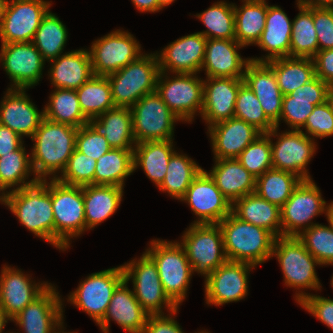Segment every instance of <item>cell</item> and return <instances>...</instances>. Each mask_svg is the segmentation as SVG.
Returning <instances> with one entry per match:
<instances>
[{
  "mask_svg": "<svg viewBox=\"0 0 333 333\" xmlns=\"http://www.w3.org/2000/svg\"><path fill=\"white\" fill-rule=\"evenodd\" d=\"M319 51L333 49V8H313Z\"/></svg>",
  "mask_w": 333,
  "mask_h": 333,
  "instance_id": "9f6ffc18",
  "label": "cell"
},
{
  "mask_svg": "<svg viewBox=\"0 0 333 333\" xmlns=\"http://www.w3.org/2000/svg\"><path fill=\"white\" fill-rule=\"evenodd\" d=\"M329 90L330 86L326 82L315 77L289 95L283 96L280 119L275 127L278 128L280 120H284L293 130L300 131L314 107L327 101Z\"/></svg>",
  "mask_w": 333,
  "mask_h": 333,
  "instance_id": "7402d4cb",
  "label": "cell"
},
{
  "mask_svg": "<svg viewBox=\"0 0 333 333\" xmlns=\"http://www.w3.org/2000/svg\"><path fill=\"white\" fill-rule=\"evenodd\" d=\"M52 179L54 246L69 248L70 238L86 230L83 186L64 184Z\"/></svg>",
  "mask_w": 333,
  "mask_h": 333,
  "instance_id": "8992f818",
  "label": "cell"
},
{
  "mask_svg": "<svg viewBox=\"0 0 333 333\" xmlns=\"http://www.w3.org/2000/svg\"><path fill=\"white\" fill-rule=\"evenodd\" d=\"M255 266L227 260L205 278L206 303L223 305L243 299L248 292V273Z\"/></svg>",
  "mask_w": 333,
  "mask_h": 333,
  "instance_id": "d6986e66",
  "label": "cell"
},
{
  "mask_svg": "<svg viewBox=\"0 0 333 333\" xmlns=\"http://www.w3.org/2000/svg\"><path fill=\"white\" fill-rule=\"evenodd\" d=\"M304 127L307 136L323 138L333 135V112L328 101L314 107Z\"/></svg>",
  "mask_w": 333,
  "mask_h": 333,
  "instance_id": "db71d44e",
  "label": "cell"
},
{
  "mask_svg": "<svg viewBox=\"0 0 333 333\" xmlns=\"http://www.w3.org/2000/svg\"><path fill=\"white\" fill-rule=\"evenodd\" d=\"M201 170L191 158L174 152L169 159L165 178L158 188L181 200Z\"/></svg>",
  "mask_w": 333,
  "mask_h": 333,
  "instance_id": "7bdbcfd3",
  "label": "cell"
},
{
  "mask_svg": "<svg viewBox=\"0 0 333 333\" xmlns=\"http://www.w3.org/2000/svg\"><path fill=\"white\" fill-rule=\"evenodd\" d=\"M51 62L49 75L56 89L77 90L94 75L90 53L84 49L67 52Z\"/></svg>",
  "mask_w": 333,
  "mask_h": 333,
  "instance_id": "1f68e13d",
  "label": "cell"
},
{
  "mask_svg": "<svg viewBox=\"0 0 333 333\" xmlns=\"http://www.w3.org/2000/svg\"><path fill=\"white\" fill-rule=\"evenodd\" d=\"M218 224L227 260L256 267L272 257L276 237L268 230L244 222L232 212Z\"/></svg>",
  "mask_w": 333,
  "mask_h": 333,
  "instance_id": "3957f363",
  "label": "cell"
},
{
  "mask_svg": "<svg viewBox=\"0 0 333 333\" xmlns=\"http://www.w3.org/2000/svg\"><path fill=\"white\" fill-rule=\"evenodd\" d=\"M146 254L154 261L163 290L179 307L186 298L193 270L184 248L178 242L152 240Z\"/></svg>",
  "mask_w": 333,
  "mask_h": 333,
  "instance_id": "5b68a950",
  "label": "cell"
},
{
  "mask_svg": "<svg viewBox=\"0 0 333 333\" xmlns=\"http://www.w3.org/2000/svg\"><path fill=\"white\" fill-rule=\"evenodd\" d=\"M124 279L113 292L104 319L98 324L103 333H109L110 319L128 333H143L149 314L141 307Z\"/></svg>",
  "mask_w": 333,
  "mask_h": 333,
  "instance_id": "484cf974",
  "label": "cell"
},
{
  "mask_svg": "<svg viewBox=\"0 0 333 333\" xmlns=\"http://www.w3.org/2000/svg\"><path fill=\"white\" fill-rule=\"evenodd\" d=\"M301 181L293 173L271 168L256 178L255 193L281 208Z\"/></svg>",
  "mask_w": 333,
  "mask_h": 333,
  "instance_id": "b9f144b4",
  "label": "cell"
},
{
  "mask_svg": "<svg viewBox=\"0 0 333 333\" xmlns=\"http://www.w3.org/2000/svg\"><path fill=\"white\" fill-rule=\"evenodd\" d=\"M327 218H328V220H330V222L333 225V202H331V207H330L329 212L327 214Z\"/></svg>",
  "mask_w": 333,
  "mask_h": 333,
  "instance_id": "a7ac6f4b",
  "label": "cell"
},
{
  "mask_svg": "<svg viewBox=\"0 0 333 333\" xmlns=\"http://www.w3.org/2000/svg\"><path fill=\"white\" fill-rule=\"evenodd\" d=\"M136 9L141 12H157L161 10L158 7L157 0H131Z\"/></svg>",
  "mask_w": 333,
  "mask_h": 333,
  "instance_id": "94428289",
  "label": "cell"
},
{
  "mask_svg": "<svg viewBox=\"0 0 333 333\" xmlns=\"http://www.w3.org/2000/svg\"><path fill=\"white\" fill-rule=\"evenodd\" d=\"M123 280L122 266L93 273L70 294L68 301L86 312L98 325L105 317L113 292Z\"/></svg>",
  "mask_w": 333,
  "mask_h": 333,
  "instance_id": "4fadbf2b",
  "label": "cell"
},
{
  "mask_svg": "<svg viewBox=\"0 0 333 333\" xmlns=\"http://www.w3.org/2000/svg\"><path fill=\"white\" fill-rule=\"evenodd\" d=\"M134 149L112 148L97 159L94 185H114L123 187L126 177L134 171Z\"/></svg>",
  "mask_w": 333,
  "mask_h": 333,
  "instance_id": "f35d334b",
  "label": "cell"
},
{
  "mask_svg": "<svg viewBox=\"0 0 333 333\" xmlns=\"http://www.w3.org/2000/svg\"><path fill=\"white\" fill-rule=\"evenodd\" d=\"M5 0H0V22H1V15H2V9L4 5Z\"/></svg>",
  "mask_w": 333,
  "mask_h": 333,
  "instance_id": "89a4df30",
  "label": "cell"
},
{
  "mask_svg": "<svg viewBox=\"0 0 333 333\" xmlns=\"http://www.w3.org/2000/svg\"><path fill=\"white\" fill-rule=\"evenodd\" d=\"M143 333H184L172 316L149 315Z\"/></svg>",
  "mask_w": 333,
  "mask_h": 333,
  "instance_id": "680465c9",
  "label": "cell"
},
{
  "mask_svg": "<svg viewBox=\"0 0 333 333\" xmlns=\"http://www.w3.org/2000/svg\"><path fill=\"white\" fill-rule=\"evenodd\" d=\"M299 14L292 22L290 57L313 58L319 51L313 22V8L298 5Z\"/></svg>",
  "mask_w": 333,
  "mask_h": 333,
  "instance_id": "ee69618b",
  "label": "cell"
},
{
  "mask_svg": "<svg viewBox=\"0 0 333 333\" xmlns=\"http://www.w3.org/2000/svg\"><path fill=\"white\" fill-rule=\"evenodd\" d=\"M78 128L42 119L31 137L34 141L31 165L38 180H45L58 170L62 173L75 150Z\"/></svg>",
  "mask_w": 333,
  "mask_h": 333,
  "instance_id": "6da1fadb",
  "label": "cell"
},
{
  "mask_svg": "<svg viewBox=\"0 0 333 333\" xmlns=\"http://www.w3.org/2000/svg\"><path fill=\"white\" fill-rule=\"evenodd\" d=\"M276 256L287 286L295 289H320L315 266L320 263L307 251L302 241L295 236L275 238L272 257Z\"/></svg>",
  "mask_w": 333,
  "mask_h": 333,
  "instance_id": "ba28073f",
  "label": "cell"
},
{
  "mask_svg": "<svg viewBox=\"0 0 333 333\" xmlns=\"http://www.w3.org/2000/svg\"><path fill=\"white\" fill-rule=\"evenodd\" d=\"M4 205L18 217L20 223L36 236L54 246V214L52 207V180H38L21 189H12Z\"/></svg>",
  "mask_w": 333,
  "mask_h": 333,
  "instance_id": "7a4b0ae2",
  "label": "cell"
},
{
  "mask_svg": "<svg viewBox=\"0 0 333 333\" xmlns=\"http://www.w3.org/2000/svg\"><path fill=\"white\" fill-rule=\"evenodd\" d=\"M206 42L199 32L175 40L157 54L160 71L196 74L202 70Z\"/></svg>",
  "mask_w": 333,
  "mask_h": 333,
  "instance_id": "603a6c76",
  "label": "cell"
},
{
  "mask_svg": "<svg viewBox=\"0 0 333 333\" xmlns=\"http://www.w3.org/2000/svg\"><path fill=\"white\" fill-rule=\"evenodd\" d=\"M234 117L253 125L262 133H268L275 125L267 118L254 92L244 83L238 91Z\"/></svg>",
  "mask_w": 333,
  "mask_h": 333,
  "instance_id": "681fc988",
  "label": "cell"
},
{
  "mask_svg": "<svg viewBox=\"0 0 333 333\" xmlns=\"http://www.w3.org/2000/svg\"><path fill=\"white\" fill-rule=\"evenodd\" d=\"M292 22L278 6L267 4L265 28L255 45L269 54L265 58H251L253 62H267L272 59L290 57Z\"/></svg>",
  "mask_w": 333,
  "mask_h": 333,
  "instance_id": "f546056e",
  "label": "cell"
},
{
  "mask_svg": "<svg viewBox=\"0 0 333 333\" xmlns=\"http://www.w3.org/2000/svg\"><path fill=\"white\" fill-rule=\"evenodd\" d=\"M0 103V124L9 127L21 138L32 137L44 118L25 94V89L8 88Z\"/></svg>",
  "mask_w": 333,
  "mask_h": 333,
  "instance_id": "d4e9b609",
  "label": "cell"
},
{
  "mask_svg": "<svg viewBox=\"0 0 333 333\" xmlns=\"http://www.w3.org/2000/svg\"><path fill=\"white\" fill-rule=\"evenodd\" d=\"M22 145V138L16 132L0 124V157L18 150Z\"/></svg>",
  "mask_w": 333,
  "mask_h": 333,
  "instance_id": "91938a15",
  "label": "cell"
},
{
  "mask_svg": "<svg viewBox=\"0 0 333 333\" xmlns=\"http://www.w3.org/2000/svg\"><path fill=\"white\" fill-rule=\"evenodd\" d=\"M215 160L216 165L213 166L209 175L231 204L255 192L256 177L249 173L237 158Z\"/></svg>",
  "mask_w": 333,
  "mask_h": 333,
  "instance_id": "4dcf8cb0",
  "label": "cell"
},
{
  "mask_svg": "<svg viewBox=\"0 0 333 333\" xmlns=\"http://www.w3.org/2000/svg\"><path fill=\"white\" fill-rule=\"evenodd\" d=\"M214 158H237L240 153L263 133L242 119L232 117L208 127Z\"/></svg>",
  "mask_w": 333,
  "mask_h": 333,
  "instance_id": "cb8c5ba5",
  "label": "cell"
},
{
  "mask_svg": "<svg viewBox=\"0 0 333 333\" xmlns=\"http://www.w3.org/2000/svg\"><path fill=\"white\" fill-rule=\"evenodd\" d=\"M174 0H157L158 7L162 9L163 7L170 5Z\"/></svg>",
  "mask_w": 333,
  "mask_h": 333,
  "instance_id": "e7e4bbea",
  "label": "cell"
},
{
  "mask_svg": "<svg viewBox=\"0 0 333 333\" xmlns=\"http://www.w3.org/2000/svg\"><path fill=\"white\" fill-rule=\"evenodd\" d=\"M236 39H207L202 68L207 77L243 78L250 58L242 59Z\"/></svg>",
  "mask_w": 333,
  "mask_h": 333,
  "instance_id": "f1b7e54d",
  "label": "cell"
},
{
  "mask_svg": "<svg viewBox=\"0 0 333 333\" xmlns=\"http://www.w3.org/2000/svg\"><path fill=\"white\" fill-rule=\"evenodd\" d=\"M195 75L177 73L174 79H169L160 71L156 85V93L169 109L180 120L188 122L197 110L201 114L203 106V80ZM163 77L166 78L163 80Z\"/></svg>",
  "mask_w": 333,
  "mask_h": 333,
  "instance_id": "5bb4252c",
  "label": "cell"
},
{
  "mask_svg": "<svg viewBox=\"0 0 333 333\" xmlns=\"http://www.w3.org/2000/svg\"><path fill=\"white\" fill-rule=\"evenodd\" d=\"M331 285L333 286V276H332V279H331Z\"/></svg>",
  "mask_w": 333,
  "mask_h": 333,
  "instance_id": "8c879c8a",
  "label": "cell"
},
{
  "mask_svg": "<svg viewBox=\"0 0 333 333\" xmlns=\"http://www.w3.org/2000/svg\"><path fill=\"white\" fill-rule=\"evenodd\" d=\"M97 160L79 152L76 148L70 156L62 175L53 179L75 186L94 185V175Z\"/></svg>",
  "mask_w": 333,
  "mask_h": 333,
  "instance_id": "816d5d0a",
  "label": "cell"
},
{
  "mask_svg": "<svg viewBox=\"0 0 333 333\" xmlns=\"http://www.w3.org/2000/svg\"><path fill=\"white\" fill-rule=\"evenodd\" d=\"M295 297L303 308L333 330V299L306 294L302 291L298 292Z\"/></svg>",
  "mask_w": 333,
  "mask_h": 333,
  "instance_id": "11a10c76",
  "label": "cell"
},
{
  "mask_svg": "<svg viewBox=\"0 0 333 333\" xmlns=\"http://www.w3.org/2000/svg\"><path fill=\"white\" fill-rule=\"evenodd\" d=\"M237 160L256 178L263 175L272 166V148L270 137L263 133L248 145Z\"/></svg>",
  "mask_w": 333,
  "mask_h": 333,
  "instance_id": "f907efd6",
  "label": "cell"
},
{
  "mask_svg": "<svg viewBox=\"0 0 333 333\" xmlns=\"http://www.w3.org/2000/svg\"><path fill=\"white\" fill-rule=\"evenodd\" d=\"M30 279L21 270L6 265L1 271L0 307L11 320L49 286L45 282L32 284Z\"/></svg>",
  "mask_w": 333,
  "mask_h": 333,
  "instance_id": "4316f807",
  "label": "cell"
},
{
  "mask_svg": "<svg viewBox=\"0 0 333 333\" xmlns=\"http://www.w3.org/2000/svg\"><path fill=\"white\" fill-rule=\"evenodd\" d=\"M314 224L297 236L320 265H333V225Z\"/></svg>",
  "mask_w": 333,
  "mask_h": 333,
  "instance_id": "c3c4849f",
  "label": "cell"
},
{
  "mask_svg": "<svg viewBox=\"0 0 333 333\" xmlns=\"http://www.w3.org/2000/svg\"><path fill=\"white\" fill-rule=\"evenodd\" d=\"M58 294L49 283L12 321L23 328L24 333H56V327L60 330L63 326V304Z\"/></svg>",
  "mask_w": 333,
  "mask_h": 333,
  "instance_id": "ffe728a7",
  "label": "cell"
},
{
  "mask_svg": "<svg viewBox=\"0 0 333 333\" xmlns=\"http://www.w3.org/2000/svg\"><path fill=\"white\" fill-rule=\"evenodd\" d=\"M327 101L331 106L332 112H333V87H330V90L328 92Z\"/></svg>",
  "mask_w": 333,
  "mask_h": 333,
  "instance_id": "03108f58",
  "label": "cell"
},
{
  "mask_svg": "<svg viewBox=\"0 0 333 333\" xmlns=\"http://www.w3.org/2000/svg\"><path fill=\"white\" fill-rule=\"evenodd\" d=\"M133 37L118 29L96 40L89 50L93 74L108 76L137 60L141 46Z\"/></svg>",
  "mask_w": 333,
  "mask_h": 333,
  "instance_id": "9a60e30c",
  "label": "cell"
},
{
  "mask_svg": "<svg viewBox=\"0 0 333 333\" xmlns=\"http://www.w3.org/2000/svg\"><path fill=\"white\" fill-rule=\"evenodd\" d=\"M104 135L109 145L116 149H134L136 144L133 134L130 108L114 107L91 121Z\"/></svg>",
  "mask_w": 333,
  "mask_h": 333,
  "instance_id": "d590c367",
  "label": "cell"
},
{
  "mask_svg": "<svg viewBox=\"0 0 333 333\" xmlns=\"http://www.w3.org/2000/svg\"><path fill=\"white\" fill-rule=\"evenodd\" d=\"M4 190H6V189L1 185V182H0V191H3L1 193L2 195L0 196V202H2V204H4L5 198L7 197V194L9 193L8 191H6V193H5Z\"/></svg>",
  "mask_w": 333,
  "mask_h": 333,
  "instance_id": "003e7915",
  "label": "cell"
},
{
  "mask_svg": "<svg viewBox=\"0 0 333 333\" xmlns=\"http://www.w3.org/2000/svg\"><path fill=\"white\" fill-rule=\"evenodd\" d=\"M50 5L44 0H5L0 22L2 44L32 42Z\"/></svg>",
  "mask_w": 333,
  "mask_h": 333,
  "instance_id": "7c38bea8",
  "label": "cell"
},
{
  "mask_svg": "<svg viewBox=\"0 0 333 333\" xmlns=\"http://www.w3.org/2000/svg\"><path fill=\"white\" fill-rule=\"evenodd\" d=\"M31 171L33 173L31 158L26 154L23 145L18 150L2 154L0 157V182L5 189L15 185H18L16 189H21L36 183V177L25 182Z\"/></svg>",
  "mask_w": 333,
  "mask_h": 333,
  "instance_id": "7dc6e473",
  "label": "cell"
},
{
  "mask_svg": "<svg viewBox=\"0 0 333 333\" xmlns=\"http://www.w3.org/2000/svg\"><path fill=\"white\" fill-rule=\"evenodd\" d=\"M238 8L234 5L235 39L245 46L256 44L265 28L267 3L265 0H243Z\"/></svg>",
  "mask_w": 333,
  "mask_h": 333,
  "instance_id": "74e56055",
  "label": "cell"
},
{
  "mask_svg": "<svg viewBox=\"0 0 333 333\" xmlns=\"http://www.w3.org/2000/svg\"><path fill=\"white\" fill-rule=\"evenodd\" d=\"M207 27L199 32L207 39H235L234 4L224 1L214 3L201 14L196 15Z\"/></svg>",
  "mask_w": 333,
  "mask_h": 333,
  "instance_id": "bcb514c9",
  "label": "cell"
},
{
  "mask_svg": "<svg viewBox=\"0 0 333 333\" xmlns=\"http://www.w3.org/2000/svg\"><path fill=\"white\" fill-rule=\"evenodd\" d=\"M277 130L275 127L266 133L270 137L273 168L293 173L301 180L311 179L306 166L315 153L316 145L313 138L302 130H289L281 135H278ZM271 136L278 137L276 143H272Z\"/></svg>",
  "mask_w": 333,
  "mask_h": 333,
  "instance_id": "2e32d148",
  "label": "cell"
},
{
  "mask_svg": "<svg viewBox=\"0 0 333 333\" xmlns=\"http://www.w3.org/2000/svg\"><path fill=\"white\" fill-rule=\"evenodd\" d=\"M179 243L185 250L193 272L206 277L227 261L219 224H192Z\"/></svg>",
  "mask_w": 333,
  "mask_h": 333,
  "instance_id": "52a82bcc",
  "label": "cell"
},
{
  "mask_svg": "<svg viewBox=\"0 0 333 333\" xmlns=\"http://www.w3.org/2000/svg\"><path fill=\"white\" fill-rule=\"evenodd\" d=\"M76 93L81 111L90 122L115 107L107 76L93 75Z\"/></svg>",
  "mask_w": 333,
  "mask_h": 333,
  "instance_id": "ab89813d",
  "label": "cell"
},
{
  "mask_svg": "<svg viewBox=\"0 0 333 333\" xmlns=\"http://www.w3.org/2000/svg\"><path fill=\"white\" fill-rule=\"evenodd\" d=\"M0 61L13 81L11 89L25 90L40 81L45 63L33 42L2 44Z\"/></svg>",
  "mask_w": 333,
  "mask_h": 333,
  "instance_id": "ac0fdd59",
  "label": "cell"
},
{
  "mask_svg": "<svg viewBox=\"0 0 333 333\" xmlns=\"http://www.w3.org/2000/svg\"><path fill=\"white\" fill-rule=\"evenodd\" d=\"M159 74L158 57L153 53L141 55L108 75L115 107L131 108L143 96L155 92Z\"/></svg>",
  "mask_w": 333,
  "mask_h": 333,
  "instance_id": "277c9868",
  "label": "cell"
},
{
  "mask_svg": "<svg viewBox=\"0 0 333 333\" xmlns=\"http://www.w3.org/2000/svg\"><path fill=\"white\" fill-rule=\"evenodd\" d=\"M56 333H61V331H59V332L57 331ZM62 333H74V332H64V331H62Z\"/></svg>",
  "mask_w": 333,
  "mask_h": 333,
  "instance_id": "2644e50d",
  "label": "cell"
},
{
  "mask_svg": "<svg viewBox=\"0 0 333 333\" xmlns=\"http://www.w3.org/2000/svg\"><path fill=\"white\" fill-rule=\"evenodd\" d=\"M136 144L172 140L174 123L180 119L155 92L143 96L131 108Z\"/></svg>",
  "mask_w": 333,
  "mask_h": 333,
  "instance_id": "30bf717a",
  "label": "cell"
},
{
  "mask_svg": "<svg viewBox=\"0 0 333 333\" xmlns=\"http://www.w3.org/2000/svg\"><path fill=\"white\" fill-rule=\"evenodd\" d=\"M181 201L189 203L199 217L194 224H218L232 212V204L204 169L194 178Z\"/></svg>",
  "mask_w": 333,
  "mask_h": 333,
  "instance_id": "e0dca14e",
  "label": "cell"
},
{
  "mask_svg": "<svg viewBox=\"0 0 333 333\" xmlns=\"http://www.w3.org/2000/svg\"><path fill=\"white\" fill-rule=\"evenodd\" d=\"M12 321L7 315L6 312L0 307V333H2L3 328H5V324L7 321Z\"/></svg>",
  "mask_w": 333,
  "mask_h": 333,
  "instance_id": "be15d7a7",
  "label": "cell"
},
{
  "mask_svg": "<svg viewBox=\"0 0 333 333\" xmlns=\"http://www.w3.org/2000/svg\"><path fill=\"white\" fill-rule=\"evenodd\" d=\"M123 187L114 185L83 186L86 229L94 228L119 208Z\"/></svg>",
  "mask_w": 333,
  "mask_h": 333,
  "instance_id": "836d02e7",
  "label": "cell"
},
{
  "mask_svg": "<svg viewBox=\"0 0 333 333\" xmlns=\"http://www.w3.org/2000/svg\"><path fill=\"white\" fill-rule=\"evenodd\" d=\"M244 69V83L254 92L265 115L275 125L280 119L283 94L273 70L265 62L253 61Z\"/></svg>",
  "mask_w": 333,
  "mask_h": 333,
  "instance_id": "83f0119b",
  "label": "cell"
},
{
  "mask_svg": "<svg viewBox=\"0 0 333 333\" xmlns=\"http://www.w3.org/2000/svg\"><path fill=\"white\" fill-rule=\"evenodd\" d=\"M44 108V117L50 121L79 128L90 121L81 111L76 90L56 89Z\"/></svg>",
  "mask_w": 333,
  "mask_h": 333,
  "instance_id": "60d3db41",
  "label": "cell"
},
{
  "mask_svg": "<svg viewBox=\"0 0 333 333\" xmlns=\"http://www.w3.org/2000/svg\"><path fill=\"white\" fill-rule=\"evenodd\" d=\"M325 205L326 201L313 180H302L280 208L282 236L297 237L301 233V227L306 230L314 225L308 223L312 218L324 212L327 216L331 204Z\"/></svg>",
  "mask_w": 333,
  "mask_h": 333,
  "instance_id": "8fae6325",
  "label": "cell"
},
{
  "mask_svg": "<svg viewBox=\"0 0 333 333\" xmlns=\"http://www.w3.org/2000/svg\"><path fill=\"white\" fill-rule=\"evenodd\" d=\"M265 63L273 70L283 96L316 77L312 58L282 57Z\"/></svg>",
  "mask_w": 333,
  "mask_h": 333,
  "instance_id": "8d00e7d4",
  "label": "cell"
},
{
  "mask_svg": "<svg viewBox=\"0 0 333 333\" xmlns=\"http://www.w3.org/2000/svg\"><path fill=\"white\" fill-rule=\"evenodd\" d=\"M203 80L201 116L208 127L234 117L235 102L243 78L207 77Z\"/></svg>",
  "mask_w": 333,
  "mask_h": 333,
  "instance_id": "44dd1931",
  "label": "cell"
},
{
  "mask_svg": "<svg viewBox=\"0 0 333 333\" xmlns=\"http://www.w3.org/2000/svg\"><path fill=\"white\" fill-rule=\"evenodd\" d=\"M297 5L308 8L327 7L333 8V0H297Z\"/></svg>",
  "mask_w": 333,
  "mask_h": 333,
  "instance_id": "6125c7cd",
  "label": "cell"
},
{
  "mask_svg": "<svg viewBox=\"0 0 333 333\" xmlns=\"http://www.w3.org/2000/svg\"><path fill=\"white\" fill-rule=\"evenodd\" d=\"M172 141H145L135 144L134 171L140 165L148 178L159 187L165 178L169 159L175 152Z\"/></svg>",
  "mask_w": 333,
  "mask_h": 333,
  "instance_id": "e575fe53",
  "label": "cell"
},
{
  "mask_svg": "<svg viewBox=\"0 0 333 333\" xmlns=\"http://www.w3.org/2000/svg\"><path fill=\"white\" fill-rule=\"evenodd\" d=\"M122 267L124 279L127 282L132 279L134 296L149 315H164L163 305L170 311L169 315L176 314L178 307L165 294L156 264L146 253Z\"/></svg>",
  "mask_w": 333,
  "mask_h": 333,
  "instance_id": "9c48e42d",
  "label": "cell"
},
{
  "mask_svg": "<svg viewBox=\"0 0 333 333\" xmlns=\"http://www.w3.org/2000/svg\"><path fill=\"white\" fill-rule=\"evenodd\" d=\"M67 36L66 26L49 10L43 17L32 42L43 59L51 61L61 55Z\"/></svg>",
  "mask_w": 333,
  "mask_h": 333,
  "instance_id": "f6af8a7d",
  "label": "cell"
},
{
  "mask_svg": "<svg viewBox=\"0 0 333 333\" xmlns=\"http://www.w3.org/2000/svg\"><path fill=\"white\" fill-rule=\"evenodd\" d=\"M312 59L316 77L333 87V49L318 51Z\"/></svg>",
  "mask_w": 333,
  "mask_h": 333,
  "instance_id": "6f0895ef",
  "label": "cell"
},
{
  "mask_svg": "<svg viewBox=\"0 0 333 333\" xmlns=\"http://www.w3.org/2000/svg\"><path fill=\"white\" fill-rule=\"evenodd\" d=\"M75 148L94 160L112 149L104 135L91 122L78 128Z\"/></svg>",
  "mask_w": 333,
  "mask_h": 333,
  "instance_id": "f5cc1de1",
  "label": "cell"
},
{
  "mask_svg": "<svg viewBox=\"0 0 333 333\" xmlns=\"http://www.w3.org/2000/svg\"><path fill=\"white\" fill-rule=\"evenodd\" d=\"M232 213L240 220L262 227L276 238L282 236L280 208L253 192L232 204Z\"/></svg>",
  "mask_w": 333,
  "mask_h": 333,
  "instance_id": "d6a6232c",
  "label": "cell"
}]
</instances>
